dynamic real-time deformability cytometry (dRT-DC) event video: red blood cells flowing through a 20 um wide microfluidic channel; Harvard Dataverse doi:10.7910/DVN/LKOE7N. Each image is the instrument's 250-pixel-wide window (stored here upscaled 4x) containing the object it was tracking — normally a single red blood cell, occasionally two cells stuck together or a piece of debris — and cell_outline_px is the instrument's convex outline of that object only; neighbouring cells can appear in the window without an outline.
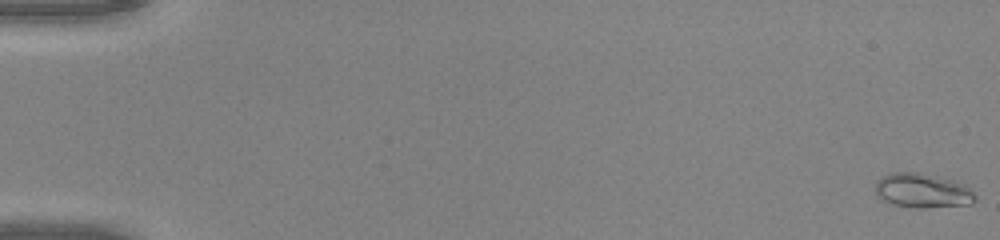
{"species": "common noctule bat (a hibernating species)", "species_latin": "Nyctalus noctula", "temperature_condition": "warm", "stored_images_in_passage": 51, "camera_frame_rate_fps": 3000, "um_per_image_px": 0.085, "animal": {"sex": "male", "body_mass_g": 20.0, "forearm_length_mm": 53.3}, "frame": {"image": 1, "passage_image": 1, "time_ms": 0.0, "image_size_px": [1000, 240], "cell_outline_px": [[976, 200], [972, 204], [924, 208], [916, 208], [892, 204], [880, 200], [876, 196], [876, 180], [892, 172], [916, 172], [952, 180], [968, 184], [976, 196]], "centroid_in_image_um": [78.43, 16.22], "position_along_channel_um": 6.6, "area_um2": 20.29}}
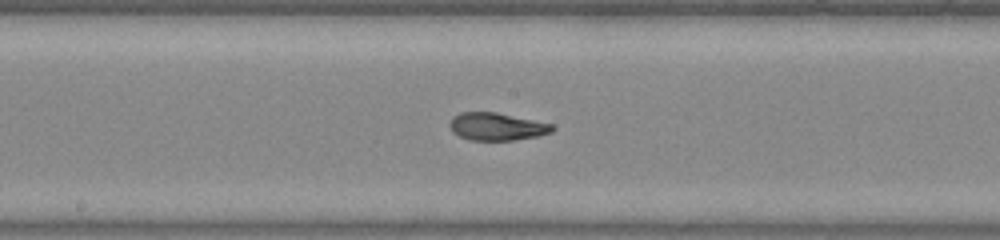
{"frame": {"image": 2, "passage_image": 28, "time_ms": 9.0, "image_size_px": [1000, 240], "cell_outline_px": [[556, 128], [552, 132], [536, 136], [512, 140], [468, 140], [452, 132], [448, 124], [452, 116], [460, 112], [496, 112], [552, 124]], "centroid_in_image_um": [42.18, 10.75], "position_along_channel_um": 206.0, "area_um2": 16.53}}
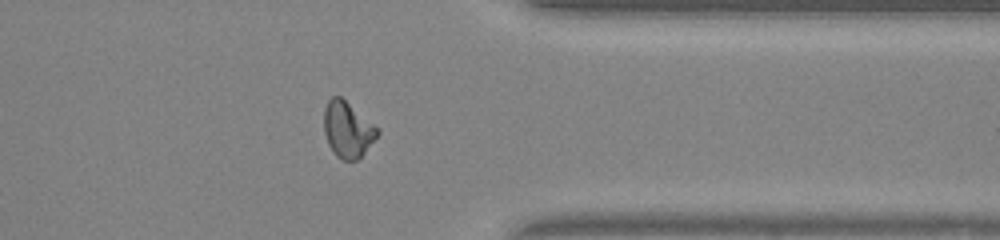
{"frame": {"image": 3, "passage_image": 41, "time_ms": 13.333, "image_size_px": [1000, 240], "cell_outline_px": [[380, 132], [364, 152], [356, 160], [344, 160], [336, 156], [328, 144], [324, 132], [324, 108], [328, 100], [332, 96], [340, 96], [372, 124]], "centroid_in_image_um": [29.5, 11.01], "position_along_channel_um": 381.9, "area_um2": 16.88}, "authors_computed_cell_mechanics": {"area_um2": 17.2822, "velocity_mm_per_s": 4.2089, "shape_relaxation_time_tau1_ms": null, "shape_relaxation_time_tau2_ms": 1.2028, "deformation_change_tau1": null, "deformation_change_tau2": 0.0618}}